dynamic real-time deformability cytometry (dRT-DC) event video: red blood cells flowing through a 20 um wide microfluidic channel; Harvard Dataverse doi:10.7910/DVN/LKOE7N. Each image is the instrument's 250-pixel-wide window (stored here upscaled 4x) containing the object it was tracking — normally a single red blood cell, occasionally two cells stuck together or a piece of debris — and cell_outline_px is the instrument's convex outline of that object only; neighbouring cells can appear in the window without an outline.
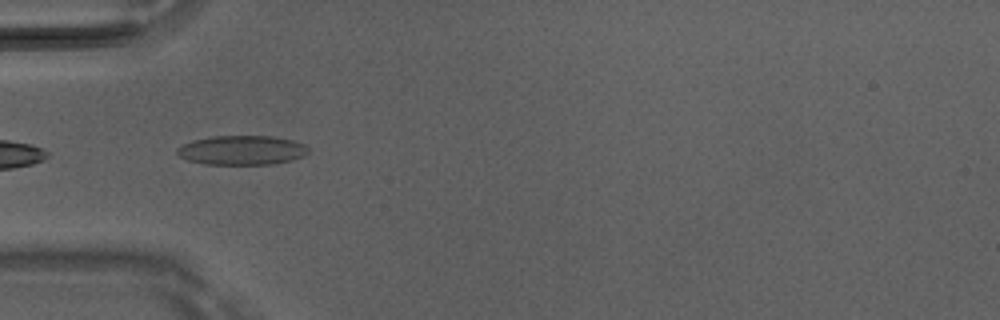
{"species": "Egyptian fruit bat (a non-hibernating species)", "species_latin": "Rousettus aegyptiacus", "temperature_condition": "room temperature", "stored_images_in_passage": 6, "camera_frame_rate_fps": 3000, "um_per_image_px": 0.085, "animal": {"sex": "male"}, "frame": {"image": 1, "passage_image": 4, "time_ms": 1.0, "image_size_px": [1000, 320], "cell_outline_px": [[308, 152], [304, 156], [292, 160], [272, 164], [204, 164], [188, 160], [180, 156], [176, 152], [176, 148], [192, 140], [212, 136], [272, 136], [292, 140], [304, 144], [308, 148]], "centroid_in_image_um": [20.56, 12.76], "position_along_channel_um": 64.4, "area_um2": 22.43}}